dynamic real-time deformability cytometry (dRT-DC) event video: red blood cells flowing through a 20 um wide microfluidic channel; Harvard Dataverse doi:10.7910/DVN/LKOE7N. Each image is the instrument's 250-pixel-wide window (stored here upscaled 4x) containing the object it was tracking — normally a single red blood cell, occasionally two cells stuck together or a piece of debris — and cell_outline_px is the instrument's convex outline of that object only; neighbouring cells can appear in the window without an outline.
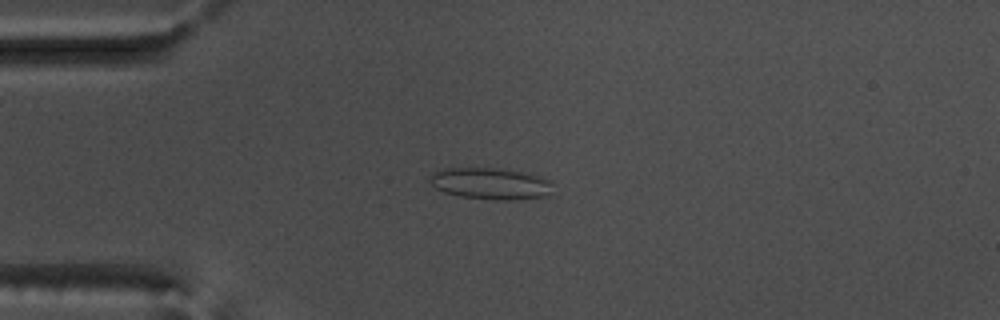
{"species": "common noctule bat (a hibernating species)", "species_latin": "Nyctalus noctula", "temperature_condition": "warm", "stored_images_in_passage": 55, "camera_frame_rate_fps": 3000, "um_per_image_px": 0.085, "animal": {"sex": "male", "body_mass_g": 17.5, "forearm_length_mm": 52.3}, "frame": {"image": 1, "passage_image": 14, "time_ms": 4.333, "image_size_px": [1000, 320], "cell_outline_px": [[556, 196], [512, 200], [496, 200], [460, 196], [444, 192], [436, 188], [428, 180], [428, 176], [432, 172], [440, 168], [500, 168], [540, 176], [552, 180]], "centroid_in_image_um": [41.77, 15.61], "position_along_channel_um": 43.2, "area_um2": 23.35}}
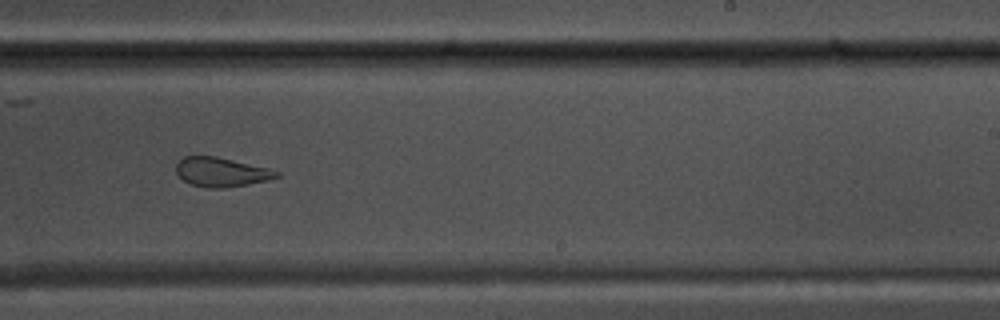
{"frame": {"image": 2, "passage_image": 34, "time_ms": 11.0, "image_size_px": [1000, 320], "cell_outline_px": [[280, 176], [268, 180], [248, 184], [224, 188], [208, 188], [192, 184], [184, 180], [176, 172], [176, 164], [184, 156], [216, 156], [268, 168], [280, 172]], "centroid_in_image_um": [18.82, 14.62], "position_along_channel_um": 270.2, "area_um2": 16.99}}
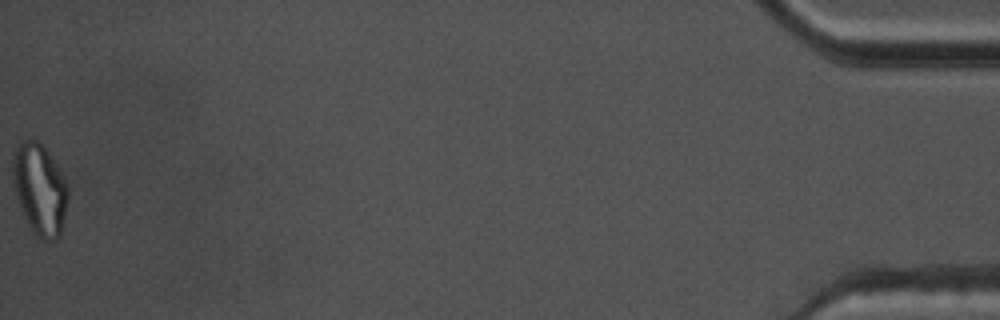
{"frame": {"image": 3, "passage_image": 55, "time_ms": 18.0, "image_size_px": [1000, 320], "cell_outline_px": [[68, 196], [60, 236], [56, 240], [44, 240], [36, 236], [28, 224], [20, 208], [12, 184], [12, 160], [16, 148], [20, 140], [36, 140], [44, 144], [64, 176], [68, 188]], "centroid_in_image_um": [3.36, 16.06], "position_along_channel_um": 431.8, "area_um2": 29.65}, "authors_computed_cell_mechanics": {"area_um2": 22.0218, "velocity_mm_per_s": 3.7377, "shape_relaxation_time_tau1_ms": null, "shape_relaxation_time_tau2_ms": 1.1105, "deformation_change_tau1": null, "deformation_change_tau2": 0.0886}}